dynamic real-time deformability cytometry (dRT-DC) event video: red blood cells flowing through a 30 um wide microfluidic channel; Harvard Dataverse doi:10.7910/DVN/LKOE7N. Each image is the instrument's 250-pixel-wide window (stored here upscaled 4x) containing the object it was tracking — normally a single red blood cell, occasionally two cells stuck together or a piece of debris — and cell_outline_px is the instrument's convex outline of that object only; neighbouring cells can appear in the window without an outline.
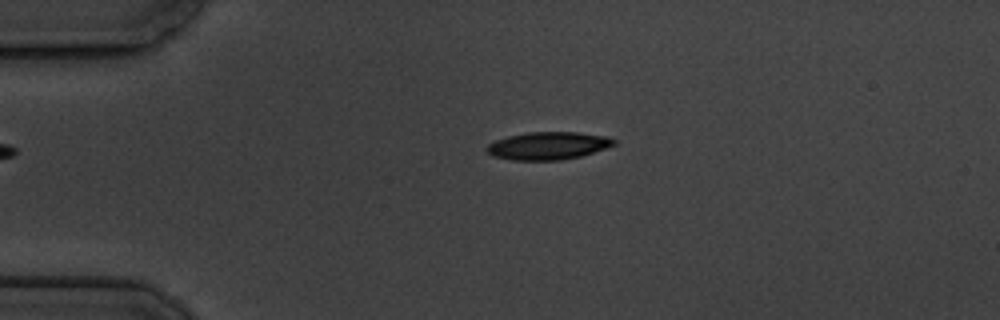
{"species": "common noctule bat (a hibernating species)", "species_latin": "Nyctalus noctula", "temperature_condition": "cold", "stored_images_in_passage": 5, "camera_frame_rate_fps": 3000, "um_per_image_px": 0.085, "animal": {"sex": "male", "body_mass_g": 19.5, "forearm_length_mm": 54.6}, "frame": {"image": 1, "passage_image": 4, "time_ms": 3.333, "image_size_px": [1000, 320], "cell_outline_px": [[616, 144], [580, 156], [560, 160], [512, 160], [492, 156], [484, 148], [488, 144], [496, 140], [508, 136], [528, 132], [580, 132], [608, 136], [616, 140]], "centroid_in_image_um": [46.57, 12.38], "position_along_channel_um": 38.4, "area_um2": 20.52}}